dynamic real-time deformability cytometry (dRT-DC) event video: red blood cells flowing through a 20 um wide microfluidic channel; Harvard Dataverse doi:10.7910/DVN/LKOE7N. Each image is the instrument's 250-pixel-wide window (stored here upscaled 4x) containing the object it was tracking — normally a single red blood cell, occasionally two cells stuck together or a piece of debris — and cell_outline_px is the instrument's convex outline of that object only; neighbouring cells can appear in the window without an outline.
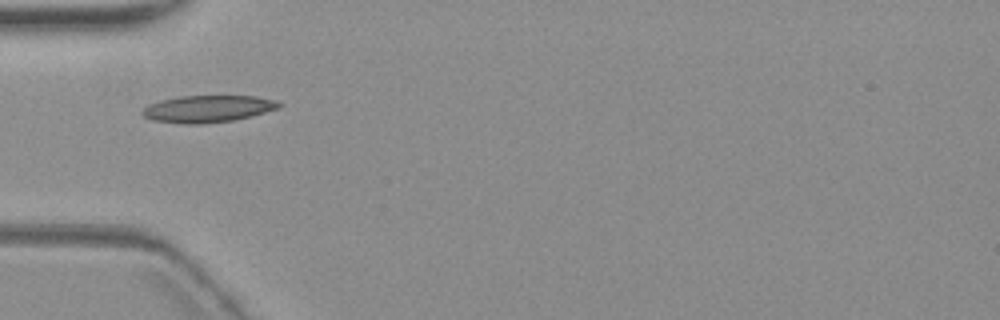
{"species": "common noctule bat (a hibernating species)", "species_latin": "Nyctalus noctula", "temperature_condition": "warm", "stored_images_in_passage": 1, "camera_frame_rate_fps": 3000, "um_per_image_px": 0.085, "animal": {"sex": "female", "body_mass_g": 19.3, "forearm_length_mm": 54.1}, "frame": {"image": 1, "passage_image": 1, "time_ms": 0.0, "image_size_px": [1000, 320], "cell_outline_px": [[284, 104], [280, 108], [252, 116], [232, 120], [200, 124], [188, 124], [152, 120], [144, 116], [140, 112], [148, 104], [160, 100], [180, 96], [256, 96], [280, 100]], "centroid_in_image_um": [17.72, 9.24], "position_along_channel_um": 67.3, "area_um2": 21.68}}